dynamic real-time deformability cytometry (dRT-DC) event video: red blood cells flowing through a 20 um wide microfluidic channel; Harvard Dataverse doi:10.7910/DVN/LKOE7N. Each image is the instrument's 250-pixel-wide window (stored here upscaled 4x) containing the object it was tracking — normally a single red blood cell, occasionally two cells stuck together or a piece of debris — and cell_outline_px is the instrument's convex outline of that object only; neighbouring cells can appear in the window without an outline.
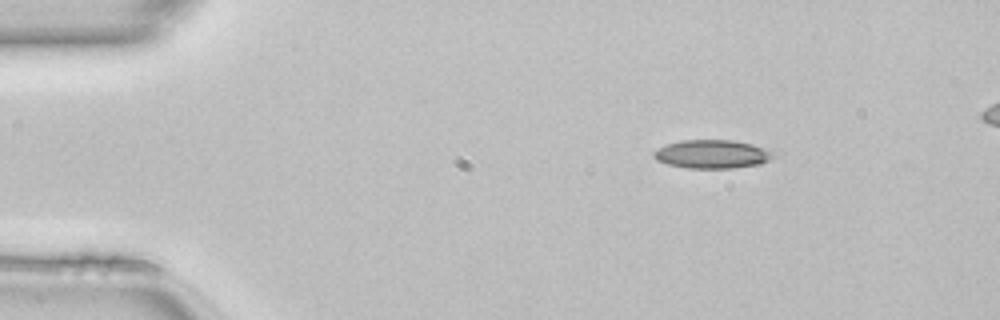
{"species": "common noctule bat (a hibernating species)", "species_latin": "Nyctalus noctula", "temperature_condition": "room temperature", "stored_images_in_passage": 9, "camera_frame_rate_fps": 3000, "um_per_image_px": 0.085, "animal": {"sex": "female", "body_mass_g": 22.7, "forearm_length_mm": 54.2}, "frame": {"image": 1, "passage_image": 1, "time_ms": 0.0, "image_size_px": [1000, 320], "cell_outline_px": [[760, 160], [748, 164], [680, 164], [680, 144], [740, 144], [756, 148]], "centroid_in_image_um": [61.01, 13.1], "position_along_channel_um": 24.0, "area_um2": 10.87}}